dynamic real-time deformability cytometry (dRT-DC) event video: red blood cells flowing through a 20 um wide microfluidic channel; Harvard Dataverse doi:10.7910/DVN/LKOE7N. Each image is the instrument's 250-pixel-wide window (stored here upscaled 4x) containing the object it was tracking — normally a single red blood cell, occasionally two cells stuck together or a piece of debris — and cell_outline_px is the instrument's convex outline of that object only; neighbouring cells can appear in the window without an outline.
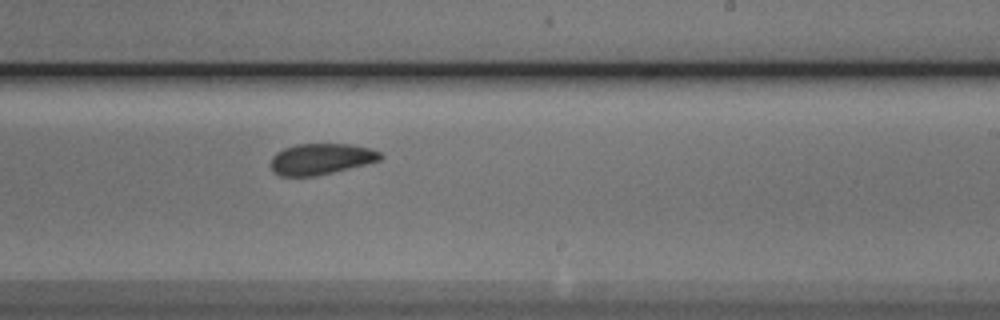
{"species": "Egyptian fruit bat (a non-hibernating species)", "species_latin": "Rousettus aegyptiacus", "temperature_condition": "cold", "stored_images_in_passage": 9, "camera_frame_rate_fps": 3000, "um_per_image_px": 0.085, "animal": {"sex": "male"}, "frame": {"image": 1, "passage_image": 9, "time_ms": 10.0, "image_size_px": [1000, 320], "cell_outline_px": [[384, 156], [380, 160], [316, 176], [280, 176], [272, 172], [272, 156], [276, 152], [284, 148], [296, 144], [352, 144], [368, 148], [380, 152]], "centroid_in_image_um": [27.26, 13.51], "position_along_channel_um": 261.7, "area_um2": 19.71}}